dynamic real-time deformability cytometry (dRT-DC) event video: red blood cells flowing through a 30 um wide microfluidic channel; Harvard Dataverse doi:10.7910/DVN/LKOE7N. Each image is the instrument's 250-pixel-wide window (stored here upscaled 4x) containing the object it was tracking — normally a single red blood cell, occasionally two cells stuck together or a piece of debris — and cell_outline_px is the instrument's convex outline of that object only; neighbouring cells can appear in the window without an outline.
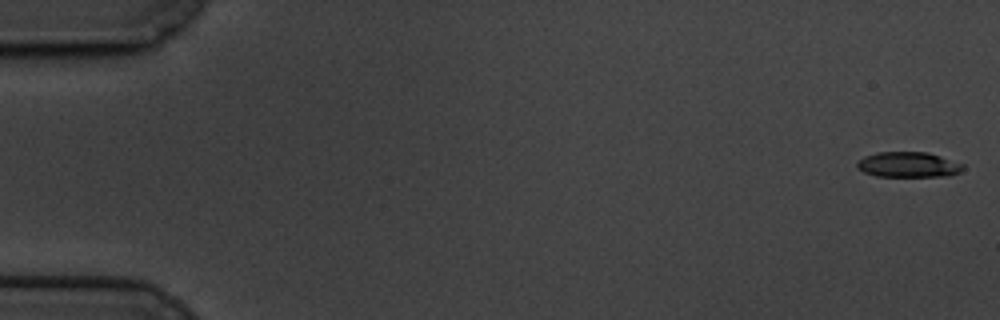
{"species": "common noctule bat (a hibernating species)", "species_latin": "Nyctalus noctula", "temperature_condition": "cold", "stored_images_in_passage": 60, "camera_frame_rate_fps": 3000, "um_per_image_px": 0.085, "animal": {"sex": "male", "body_mass_g": 19.5, "forearm_length_mm": 54.6}, "frame": {"image": 1, "passage_image": 1, "time_ms": 0.0, "image_size_px": [1000, 320], "cell_outline_px": [[964, 168], [960, 172], [948, 176], [876, 176], [864, 172], [856, 168], [856, 164], [864, 156], [876, 152], [928, 152], [964, 164]], "centroid_in_image_um": [77.2, 13.99], "position_along_channel_um": 7.8, "area_um2": 15.66}}
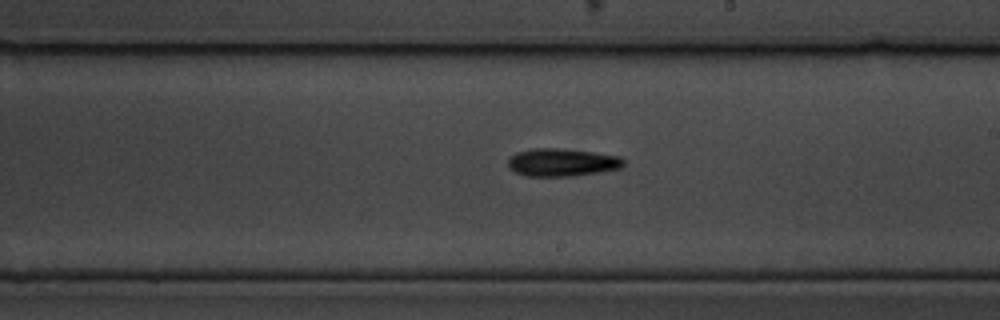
{"frame": {"image": 2, "passage_image": 35, "time_ms": 11.333, "image_size_px": [1000, 320], "cell_outline_px": [[624, 168], [600, 172], [572, 176], [524, 176], [508, 168], [508, 160], [516, 152], [532, 148], [556, 148], [592, 152], [620, 156], [624, 160]], "centroid_in_image_um": [47.78, 13.81], "position_along_channel_um": 241.2, "area_um2": 18.84}}
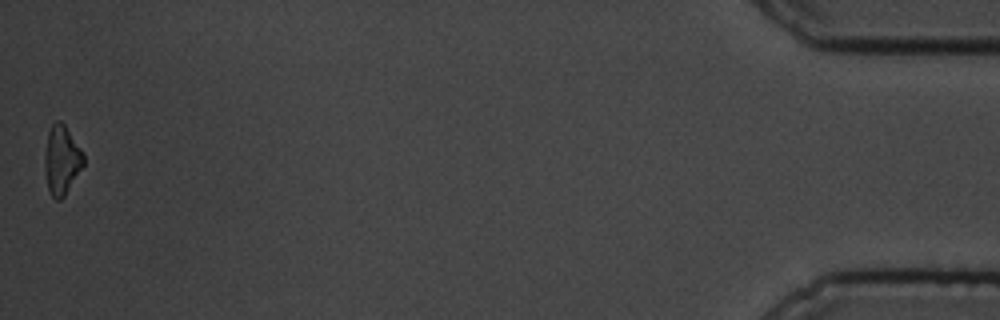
{"frame": {"image": 3, "passage_image": 60, "time_ms": 19.667, "image_size_px": [1000, 320], "cell_outline_px": [[84, 164], [64, 196], [60, 200], [56, 200], [52, 196], [48, 188], [44, 172], [44, 156], [48, 132], [52, 124], [56, 120], [60, 120], [64, 124], [80, 148], [84, 156]], "centroid_in_image_um": [5.22, 13.6], "position_along_channel_um": 430.0, "area_um2": 15.49}, "authors_computed_cell_mechanics": {"area_um2": 17.0799, "velocity_mm_per_s": 3.3457, "shape_relaxation_time_tau1_ms": 3.1489, "shape_relaxation_time_tau2_ms": null, "deformation_change_tau1": 0.1403, "deformation_change_tau2": null}}